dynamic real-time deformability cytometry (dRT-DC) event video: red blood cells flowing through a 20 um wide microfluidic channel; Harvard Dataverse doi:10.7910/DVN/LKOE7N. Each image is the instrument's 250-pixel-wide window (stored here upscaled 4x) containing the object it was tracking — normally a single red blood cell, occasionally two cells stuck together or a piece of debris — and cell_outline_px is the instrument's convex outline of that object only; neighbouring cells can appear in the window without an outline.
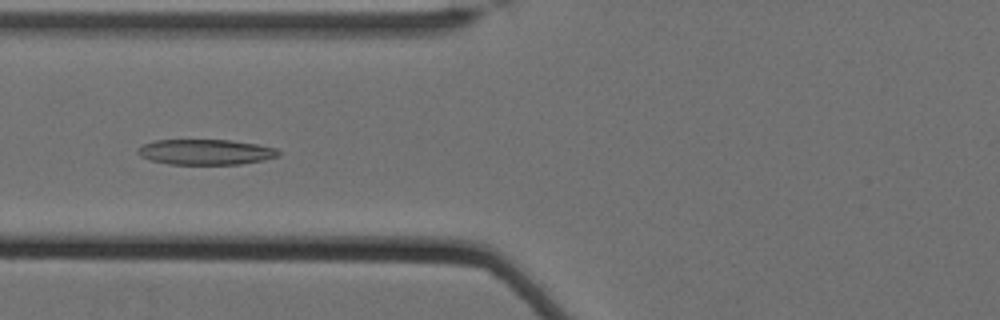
{"species": "Egyptian fruit bat (a non-hibernating species)", "species_latin": "Rousettus aegyptiacus", "temperature_condition": "cold", "stored_images_in_passage": 39, "camera_frame_rate_fps": 3000, "um_per_image_px": 0.085, "animal": {"sex": "female"}, "frame": {"image": 1, "passage_image": 5, "time_ms": 1.333, "image_size_px": [1000, 320], "cell_outline_px": [[280, 156], [264, 160], [240, 164], [168, 164], [148, 160], [140, 156], [136, 152], [136, 148], [144, 144], [156, 140], [232, 140], [256, 144], [276, 148], [280, 152]], "centroid_in_image_um": [17.46, 12.92], "position_along_channel_um": 108.3, "area_um2": 20.98}}
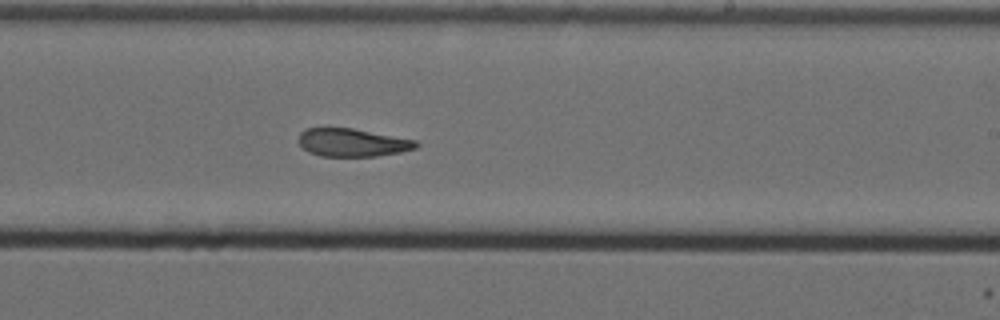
{"frame": {"image": 2, "passage_image": 18, "time_ms": 5.667, "image_size_px": [1000, 320], "cell_outline_px": [[420, 144], [416, 148], [400, 152], [376, 156], [320, 156], [308, 152], [296, 140], [300, 132], [308, 128], [352, 128], [416, 140]], "centroid_in_image_um": [29.93, 12.12], "position_along_channel_um": 259.1, "area_um2": 19.19}}
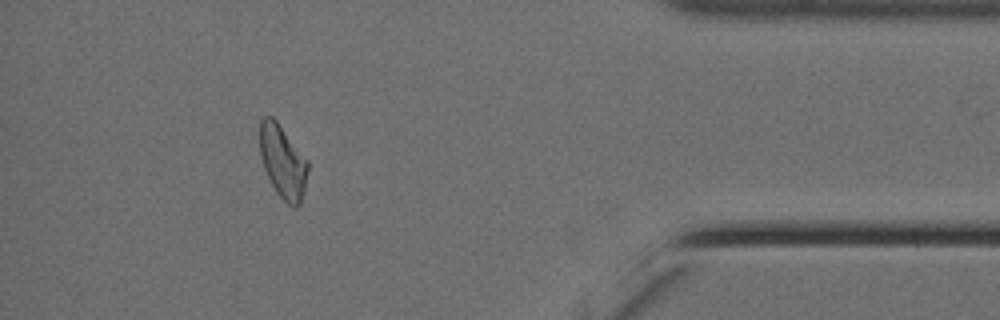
{"frame": {"image": 3, "passage_image": 34, "time_ms": 11.0, "image_size_px": [1000, 320], "cell_outline_px": [[308, 168], [304, 192], [300, 204], [296, 208], [292, 208], [276, 192], [264, 168], [260, 156], [260, 120], [264, 116], [272, 116], [276, 120], [308, 160]], "centroid_in_image_um": [24.04, 13.75], "position_along_channel_um": 411.2, "area_um2": 20.4}, "authors_computed_cell_mechanics": {"area_um2": 20.519, "velocity_mm_per_s": 3.4712, "shape_relaxation_time_tau1_ms": null, "shape_relaxation_time_tau2_ms": 3.6346, "deformation_change_tau1": null, "deformation_change_tau2": 0.1131}}